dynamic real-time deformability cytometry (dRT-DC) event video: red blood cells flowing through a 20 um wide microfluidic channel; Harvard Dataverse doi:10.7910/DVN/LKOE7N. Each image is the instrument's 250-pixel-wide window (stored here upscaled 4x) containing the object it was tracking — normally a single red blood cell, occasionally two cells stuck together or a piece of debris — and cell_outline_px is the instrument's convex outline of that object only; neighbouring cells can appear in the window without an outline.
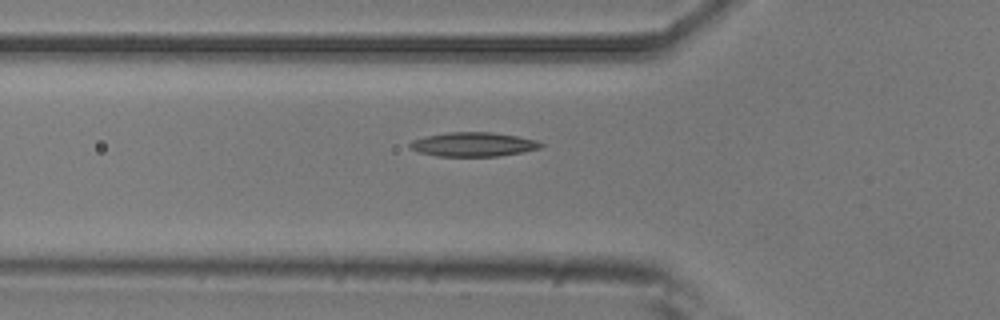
{"species": "common noctule bat (a hibernating species)", "species_latin": "Nyctalus noctula", "temperature_condition": "room temperature", "stored_images_in_passage": 4, "camera_frame_rate_fps": 3000, "um_per_image_px": 0.085, "animal": {"sex": "male", "body_mass_g": 20.5, "forearm_length_mm": 52.5}, "frame": {"image": 1, "passage_image": 4, "time_ms": 1.0, "image_size_px": [1000, 320], "cell_outline_px": [[544, 144], [540, 148], [520, 152], [496, 156], [436, 156], [420, 152], [408, 148], [408, 144], [412, 140], [424, 136], [448, 132], [492, 132], [516, 136], [536, 140]], "centroid_in_image_um": [40.17, 12.26], "position_along_channel_um": 85.6, "area_um2": 18.38}}